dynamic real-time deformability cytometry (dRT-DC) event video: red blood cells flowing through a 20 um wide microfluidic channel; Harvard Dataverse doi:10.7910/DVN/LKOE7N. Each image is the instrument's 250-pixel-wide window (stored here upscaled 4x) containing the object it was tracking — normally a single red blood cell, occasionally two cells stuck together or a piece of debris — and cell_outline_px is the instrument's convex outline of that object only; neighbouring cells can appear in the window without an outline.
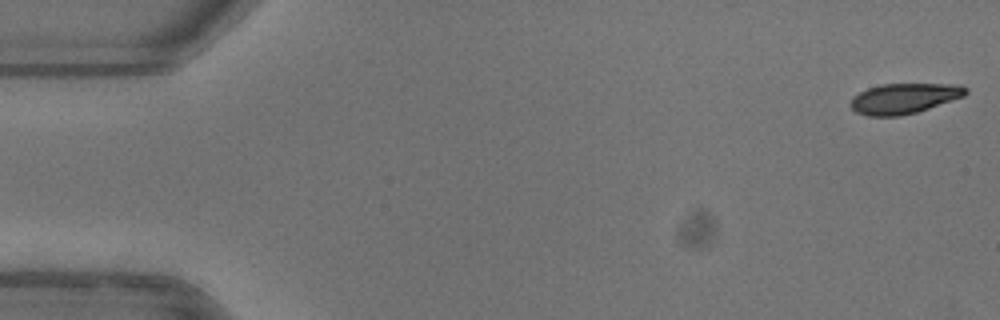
{"species": "common noctule bat (a hibernating species)", "species_latin": "Nyctalus noctula", "temperature_condition": "warm", "stored_images_in_passage": 52, "camera_frame_rate_fps": 3000, "um_per_image_px": 0.085, "animal": {"sex": "female"}, "frame": {"image": 1, "passage_image": 1, "time_ms": 0.0, "image_size_px": [1000, 320], "cell_outline_px": [[968, 92], [964, 96], [916, 112], [900, 116], [868, 116], [856, 112], [848, 104], [852, 96], [868, 88], [880, 84], [960, 84], [968, 88]], "centroid_in_image_um": [76.82, 8.36], "position_along_channel_um": 8.2, "area_um2": 20.4}}
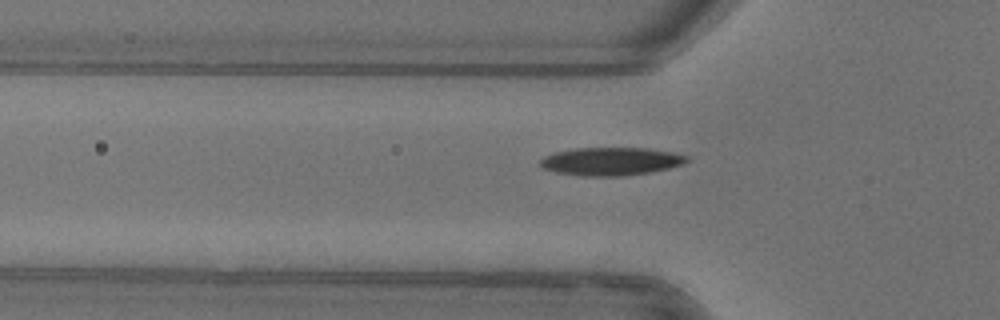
{"frame": {"image": 2, "passage_image": 17, "time_ms": 5.333, "image_size_px": [1000, 320], "cell_outline_px": [[688, 160], [684, 164], [668, 168], [648, 172], [624, 176], [580, 176], [556, 172], [544, 168], [540, 164], [540, 160], [544, 156], [552, 152], [572, 148], [648, 148], [672, 152], [688, 156]], "centroid_in_image_um": [51.9, 13.71], "position_along_channel_um": 73.9, "area_um2": 24.04}}
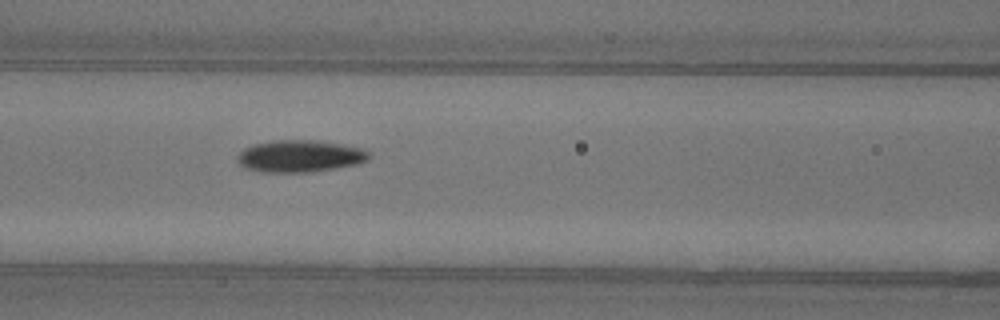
{"frame": {"image": 3, "passage_image": 22, "time_ms": 7.0, "image_size_px": [1000, 320], "cell_outline_px": [[372, 156], [368, 160], [356, 164], [336, 168], [312, 172], [260, 172], [244, 168], [236, 160], [236, 156], [244, 148], [252, 144], [272, 140], [320, 140], [364, 148]], "centroid_in_image_um": [25.48, 13.26], "position_along_channel_um": 141.1, "area_um2": 24.97}, "authors_computed_cell_mechanics": {"area_um2": 22.6287, "velocity_mm_per_s": 3.9704, "shape_relaxation_time_tau1_ms": 3.1614, "shape_relaxation_time_tau2_ms": 3.6379, "deformation_change_tau1": 0.1294, "deformation_change_tau2": 0.0562}}